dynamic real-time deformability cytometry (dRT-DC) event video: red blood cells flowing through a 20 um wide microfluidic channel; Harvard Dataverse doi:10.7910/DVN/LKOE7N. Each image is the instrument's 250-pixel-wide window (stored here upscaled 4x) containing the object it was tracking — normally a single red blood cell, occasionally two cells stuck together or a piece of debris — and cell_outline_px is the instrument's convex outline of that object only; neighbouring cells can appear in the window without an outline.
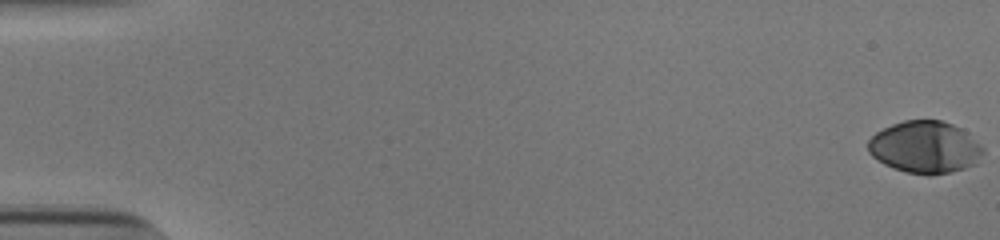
{"species": "human", "species_latin": "Homo sapiens", "temperature_condition": "cold", "stored_images_in_passage": 55, "camera_frame_rate_fps": 3000, "um_per_image_px": 0.085, "donor": {"sex": "male"}, "frame": {"image": 1, "passage_image": 1, "time_ms": 0.0, "image_size_px": [1000, 240], "cell_outline_px": [[984, 152], [976, 164], [952, 172], [928, 176], [908, 172], [892, 168], [884, 164], [872, 156], [868, 152], [868, 140], [876, 132], [892, 124], [904, 120], [940, 120], [952, 124], [968, 132], [984, 148]], "centroid_in_image_um": [78.64, 12.52], "position_along_channel_um": 6.4, "area_um2": 35.14}}
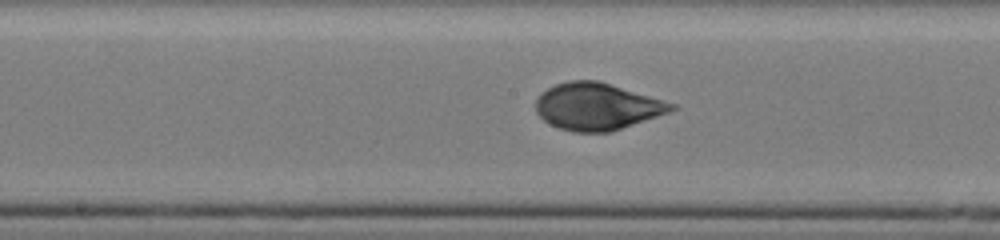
{"frame": {"image": 2, "passage_image": 30, "time_ms": 9.667, "image_size_px": [1000, 240], "cell_outline_px": [[676, 108], [668, 112], [612, 132], [572, 132], [548, 124], [536, 112], [536, 100], [540, 92], [556, 84], [568, 80], [600, 80], [676, 104]], "centroid_in_image_um": [50.72, 9.04], "position_along_channel_um": 197.5, "area_um2": 37.22}}
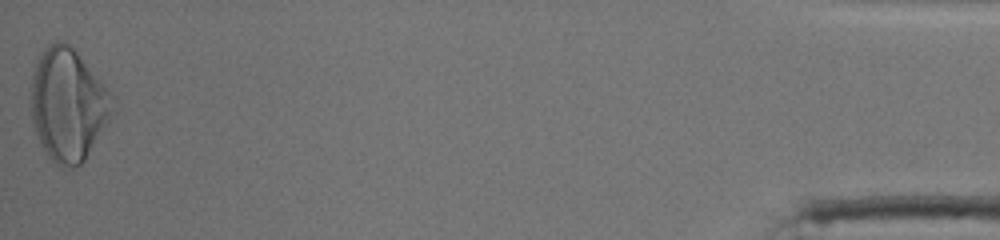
{"frame": {"image": 3, "passage_image": 55, "time_ms": 18.0, "image_size_px": [1000, 240], "cell_outline_px": [[116, 112], [84, 160], [80, 164], [72, 168], [60, 168], [48, 156], [40, 144], [32, 120], [28, 88], [36, 56], [48, 44], [56, 40], [64, 40], [80, 56], [116, 96]], "centroid_in_image_um": [5.78, 8.87], "position_along_channel_um": 429.4, "area_um2": 55.08}, "authors_computed_cell_mechanics": {"area_um2": 36.8186, "velocity_mm_per_s": 3.8499, "shape_relaxation_time_tau1_ms": 5.7909, "shape_relaxation_time_tau2_ms": null, "deformation_change_tau1": 0.2238, "deformation_change_tau2": null}}